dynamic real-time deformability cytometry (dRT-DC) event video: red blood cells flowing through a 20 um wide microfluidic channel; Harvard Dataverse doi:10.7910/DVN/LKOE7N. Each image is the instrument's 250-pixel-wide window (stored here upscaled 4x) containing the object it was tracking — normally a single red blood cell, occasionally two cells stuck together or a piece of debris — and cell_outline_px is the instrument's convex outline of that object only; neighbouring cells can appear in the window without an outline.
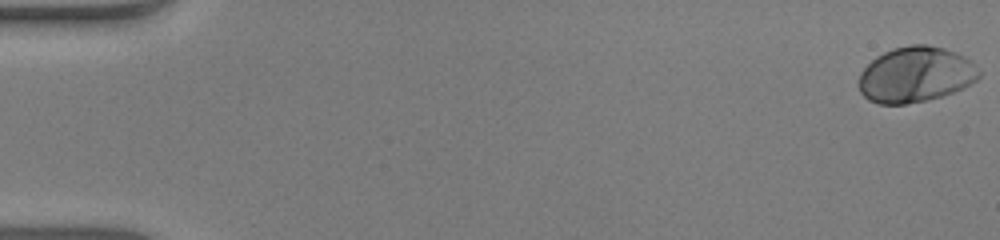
{"species": "human", "species_latin": "Homo sapiens", "temperature_condition": "warm", "stored_images_in_passage": 53, "camera_frame_rate_fps": 3000, "um_per_image_px": 0.085, "donor": {"sex": "male"}, "frame": {"image": 1, "passage_image": 1, "time_ms": 0.0, "image_size_px": [1000, 240], "cell_outline_px": [[980, 76], [976, 80], [964, 88], [928, 100], [904, 104], [880, 104], [868, 100], [860, 92], [860, 72], [876, 56], [892, 48], [908, 44], [928, 44], [944, 48], [956, 52], [972, 60], [980, 72]], "centroid_in_image_um": [77.84, 6.32], "position_along_channel_um": 7.2, "area_um2": 39.07}}
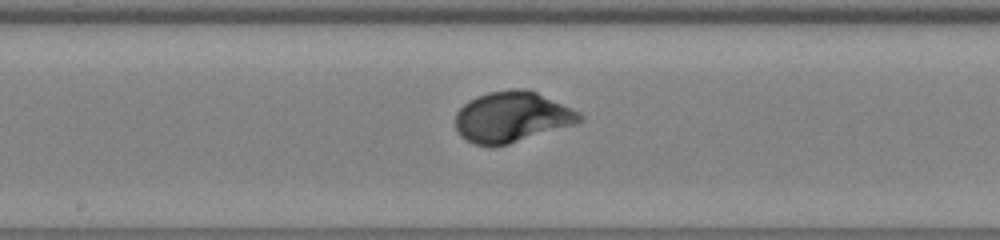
{"frame": {"image": 2, "passage_image": 29, "time_ms": 9.333, "image_size_px": [1000, 240], "cell_outline_px": [[584, 120], [576, 124], [508, 144], [492, 148], [476, 144], [460, 136], [456, 128], [456, 112], [468, 100], [476, 96], [488, 92], [520, 88], [524, 88], [536, 92], [580, 112], [584, 116]], "centroid_in_image_um": [43.51, 9.95], "position_along_channel_um": 204.7, "area_um2": 36.76}}
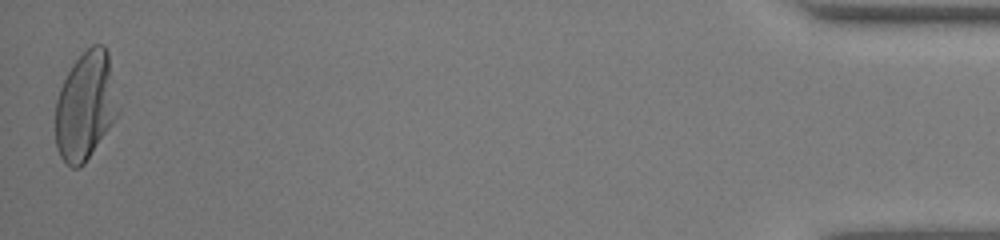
{"frame": {"image": 3, "passage_image": 53, "time_ms": 17.333, "image_size_px": [1000, 240], "cell_outline_px": [[120, 112], [112, 124], [84, 164], [80, 168], [72, 168], [60, 156], [56, 148], [56, 100], [60, 88], [72, 64], [92, 44], [104, 44], [108, 52], [120, 108]], "centroid_in_image_um": [7.29, 9.0], "position_along_channel_um": 427.9, "area_um2": 39.65}, "authors_computed_cell_mechanics": {"area_um2": 36.414, "velocity_mm_per_s": 3.9214, "shape_relaxation_time_tau1_ms": 2.7455, "shape_relaxation_time_tau2_ms": null, "deformation_change_tau1": 0.1842, "deformation_change_tau2": null}}